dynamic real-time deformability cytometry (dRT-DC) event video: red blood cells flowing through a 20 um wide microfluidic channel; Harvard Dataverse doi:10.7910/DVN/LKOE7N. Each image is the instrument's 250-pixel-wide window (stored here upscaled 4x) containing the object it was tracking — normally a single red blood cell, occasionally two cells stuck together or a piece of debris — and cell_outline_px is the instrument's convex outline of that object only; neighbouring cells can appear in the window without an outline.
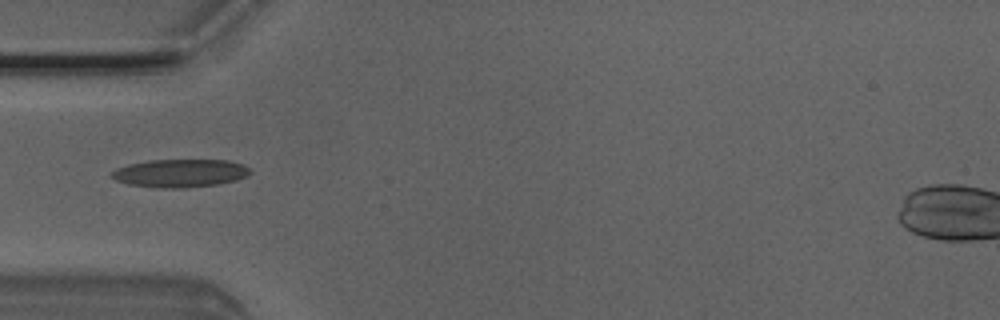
{"species": "Egyptian fruit bat (a non-hibernating species)", "species_latin": "Rousettus aegyptiacus", "temperature_condition": "room temperature", "stored_images_in_passage": 5, "camera_frame_rate_fps": 3000, "um_per_image_px": 0.085, "animal": {"sex": "male"}, "frame": {"image": 1, "passage_image": 5, "time_ms": 1.333, "image_size_px": [1000, 320], "cell_outline_px": [[252, 172], [248, 176], [236, 180], [220, 184], [180, 188], [160, 188], [128, 184], [116, 180], [108, 176], [116, 168], [128, 164], [148, 160], [228, 160], [244, 164]], "centroid_in_image_um": [15.31, 14.72], "position_along_channel_um": 69.7, "area_um2": 22.83}}